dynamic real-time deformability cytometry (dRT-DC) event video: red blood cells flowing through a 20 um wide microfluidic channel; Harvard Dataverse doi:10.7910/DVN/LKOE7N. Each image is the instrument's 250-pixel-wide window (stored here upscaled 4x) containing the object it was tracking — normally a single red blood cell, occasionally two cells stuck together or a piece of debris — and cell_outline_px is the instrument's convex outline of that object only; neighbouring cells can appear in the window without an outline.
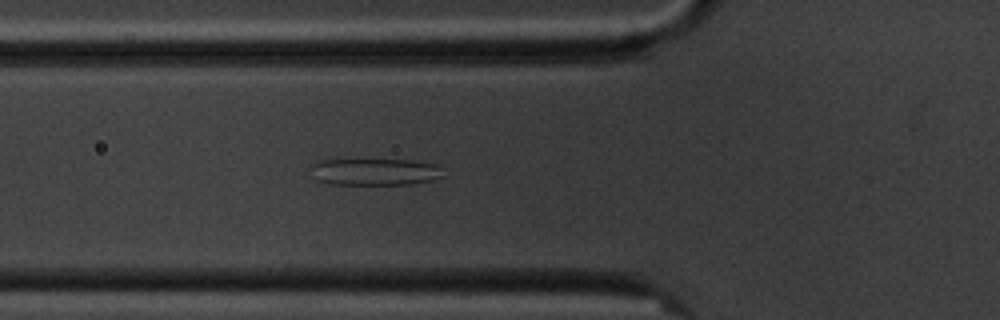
{"species": "common noctule bat (a hibernating species)", "species_latin": "Nyctalus noctula", "temperature_condition": "cold", "stored_images_in_passage": 6, "camera_frame_rate_fps": 3000, "um_per_image_px": 0.085, "animal": {"sex": "male", "body_mass_g": 20.1, "forearm_length_mm": 53.5}, "frame": {"image": 1, "passage_image": 6, "time_ms": 5.667, "image_size_px": [1000, 320], "cell_outline_px": [[444, 176], [432, 180], [408, 184], [328, 184], [312, 180], [312, 164], [316, 160], [412, 160], [440, 164]], "centroid_in_image_um": [31.85, 14.6], "position_along_channel_um": 94.0, "area_um2": 21.04}}